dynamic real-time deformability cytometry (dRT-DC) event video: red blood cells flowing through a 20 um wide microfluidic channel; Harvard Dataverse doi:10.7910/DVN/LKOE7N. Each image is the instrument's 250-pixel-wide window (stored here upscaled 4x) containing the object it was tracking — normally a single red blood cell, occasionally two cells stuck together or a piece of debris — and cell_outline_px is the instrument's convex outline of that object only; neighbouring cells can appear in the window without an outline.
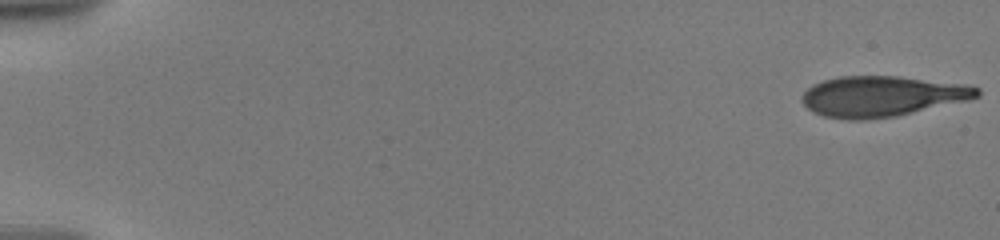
{"species": "human", "species_latin": "Homo sapiens", "temperature_condition": "warm", "stored_images_in_passage": 67, "camera_frame_rate_fps": 3000, "um_per_image_px": 0.085, "donor": {"sex": "male"}, "frame": {"image": 1, "passage_image": 1, "time_ms": 0.0, "image_size_px": [1000, 240], "cell_outline_px": [[980, 96], [968, 100], [896, 116], [860, 120], [848, 120], [824, 116], [812, 112], [800, 100], [800, 96], [812, 84], [824, 80], [840, 76], [900, 76], [968, 84], [980, 88]], "centroid_in_image_um": [74.97, 8.18], "position_along_channel_um": 10.0, "area_um2": 41.67}}
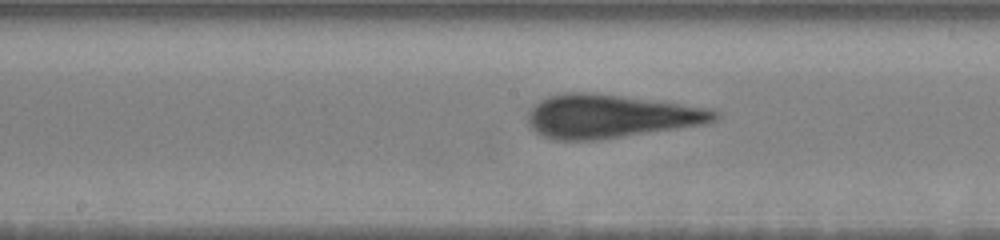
{"frame": {"image": 2, "passage_image": 41, "time_ms": 10.0, "image_size_px": [1000, 240], "cell_outline_px": [[720, 116], [716, 120], [708, 124], [592, 140], [556, 140], [544, 136], [536, 132], [528, 124], [528, 112], [540, 100], [548, 96], [564, 92], [592, 92], [712, 108], [720, 112]], "centroid_in_image_um": [51.92, 9.87], "position_along_channel_um": 196.3, "area_um2": 47.22}}
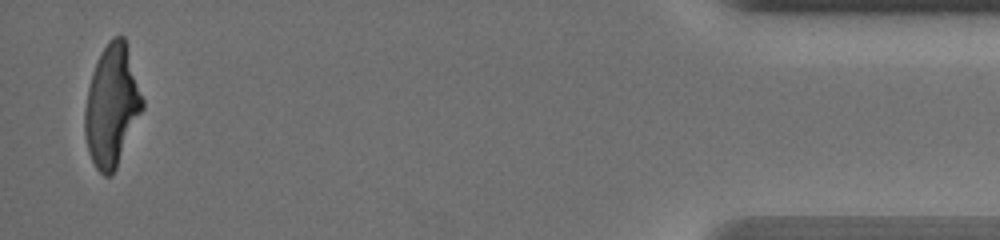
{"frame": {"image": 3, "passage_image": 67, "time_ms": 18.333, "image_size_px": [1000, 240], "cell_outline_px": [[144, 108], [116, 168], [112, 176], [104, 176], [96, 168], [88, 152], [84, 136], [84, 108], [88, 88], [92, 72], [100, 52], [108, 40], [112, 36], [124, 36], [144, 100]], "centroid_in_image_um": [9.5, 8.99], "position_along_channel_um": 425.7, "area_um2": 40.98}, "authors_computed_cell_mechanics": {"area_um2": 43.8702, "velocity_mm_per_s": 3.5854, "shape_relaxation_time_tau1_ms": 4.5376, "shape_relaxation_time_tau2_ms": 1.2618, "deformation_change_tau1": 0.2094, "deformation_change_tau2": 0.1002}}